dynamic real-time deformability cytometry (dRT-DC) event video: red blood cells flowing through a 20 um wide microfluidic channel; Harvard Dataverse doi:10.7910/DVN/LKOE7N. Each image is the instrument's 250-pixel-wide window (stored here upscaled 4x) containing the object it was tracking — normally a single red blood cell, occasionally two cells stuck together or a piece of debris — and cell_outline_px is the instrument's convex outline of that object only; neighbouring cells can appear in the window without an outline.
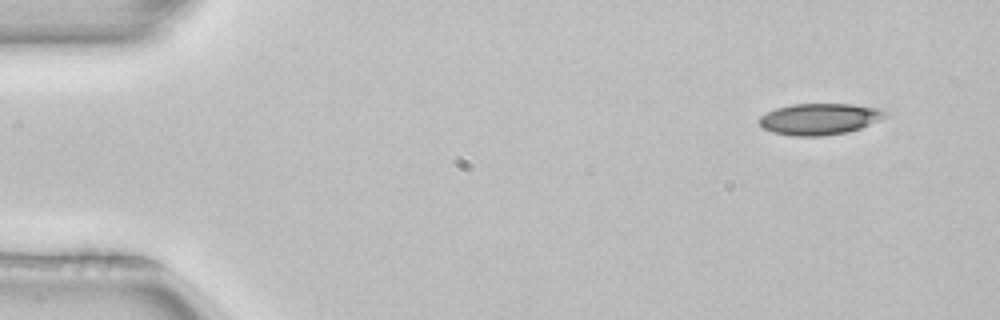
{"species": "common noctule bat (a hibernating species)", "species_latin": "Nyctalus noctula", "temperature_condition": "room temperature", "stored_images_in_passage": 5, "camera_frame_rate_fps": 3000, "um_per_image_px": 0.085, "animal": {"sex": "female", "body_mass_g": 22.7, "forearm_length_mm": 54.2}, "frame": {"image": 1, "passage_image": 1, "time_ms": 0.0, "image_size_px": [1000, 320], "cell_outline_px": [[888, 116], [860, 128], [848, 132], [820, 136], [792, 136], [772, 132], [764, 128], [756, 120], [760, 116], [776, 108], [792, 104], [852, 104], [884, 108], [888, 112]], "centroid_in_image_um": [69.69, 10.11], "position_along_channel_um": 15.3, "area_um2": 23.24}}
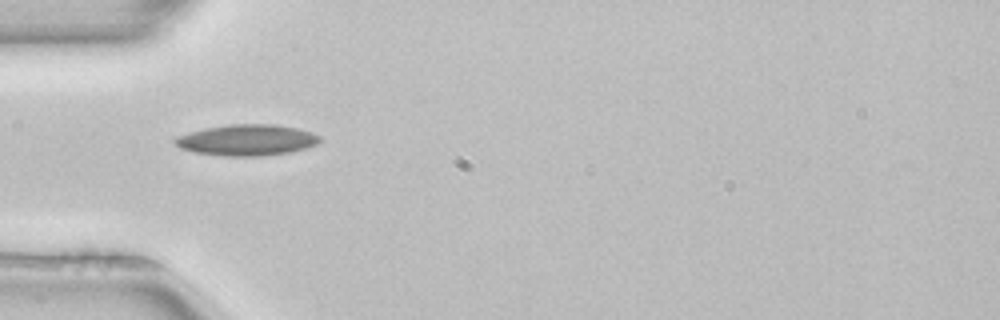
{"frame": {"image": 2, "passage_image": 4, "time_ms": 1.0, "image_size_px": [1000, 320], "cell_outline_px": [[320, 140], [316, 144], [308, 148], [292, 152], [260, 156], [220, 156], [196, 152], [180, 148], [172, 140], [176, 136], [204, 128], [228, 124], [276, 124], [296, 128], [312, 132], [320, 136]], "centroid_in_image_um": [20.99, 11.9], "position_along_channel_um": 64.0, "area_um2": 26.41}}